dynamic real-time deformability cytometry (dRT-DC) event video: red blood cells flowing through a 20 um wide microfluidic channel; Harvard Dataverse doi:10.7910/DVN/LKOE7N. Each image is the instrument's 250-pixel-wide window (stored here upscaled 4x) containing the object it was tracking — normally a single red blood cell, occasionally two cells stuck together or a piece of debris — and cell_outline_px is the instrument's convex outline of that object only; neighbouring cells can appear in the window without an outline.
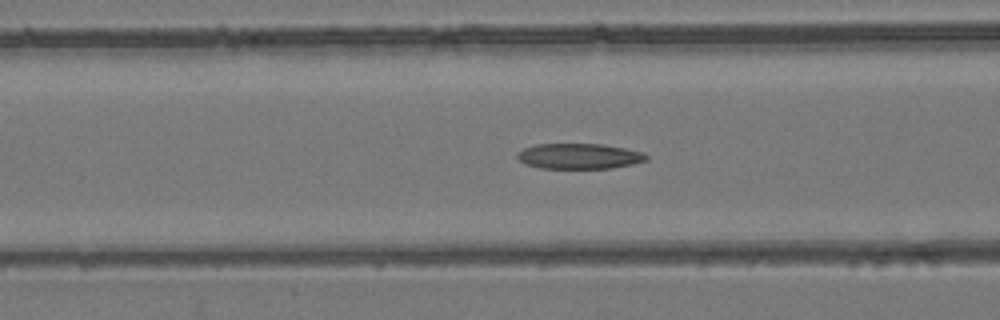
{"species": "common noctule bat (a hibernating species)", "species_latin": "Nyctalus noctula", "temperature_condition": "room temperature", "stored_images_in_passage": 33, "camera_frame_rate_fps": 3000, "um_per_image_px": 0.085, "animal": {"sex": "female", "body_mass_g": 24.6, "forearm_length_mm": 56.2}, "frame": {"image": 1, "passage_image": 4, "time_ms": 1.0, "image_size_px": [1000, 320], "cell_outline_px": [[648, 160], [632, 164], [612, 168], [540, 168], [524, 164], [516, 156], [516, 152], [524, 148], [536, 144], [600, 144], [624, 148], [644, 152], [648, 156]], "centroid_in_image_um": [49.22, 13.27], "position_along_channel_um": 117.4, "area_um2": 19.19}}
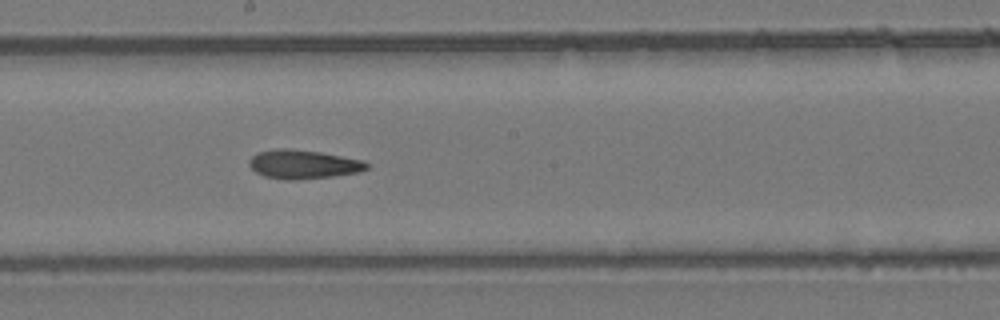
{"frame": {"image": 2, "passage_image": 12, "time_ms": 3.667, "image_size_px": [1000, 320], "cell_outline_px": [[368, 168], [360, 172], [332, 176], [296, 180], [284, 180], [264, 176], [256, 172], [248, 164], [248, 160], [256, 152], [276, 148], [288, 148], [320, 152], [364, 160], [368, 164]], "centroid_in_image_um": [25.75, 13.96], "position_along_channel_um": 222.4, "area_um2": 19.94}}
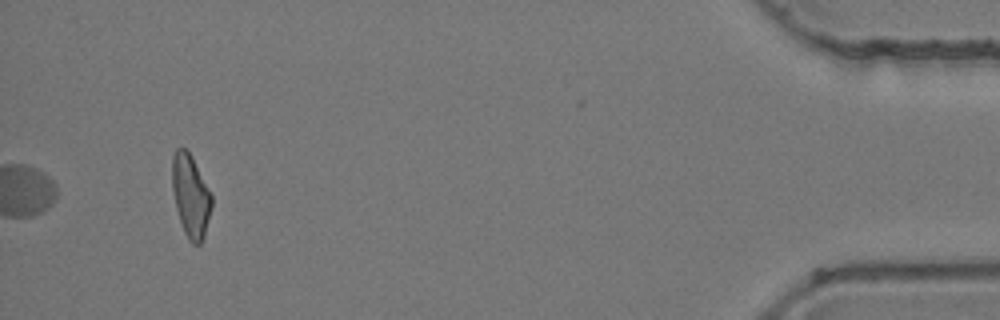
{"frame": {"image": 3, "passage_image": 33, "time_ms": 10.667, "image_size_px": [1000, 320], "cell_outline_px": [[212, 208], [204, 236], [200, 244], [192, 244], [188, 240], [184, 232], [176, 208], [172, 188], [172, 156], [176, 148], [184, 148], [192, 156], [212, 196]], "centroid_in_image_um": [16.2, 16.66], "position_along_channel_um": 419.0, "area_um2": 18.96}}